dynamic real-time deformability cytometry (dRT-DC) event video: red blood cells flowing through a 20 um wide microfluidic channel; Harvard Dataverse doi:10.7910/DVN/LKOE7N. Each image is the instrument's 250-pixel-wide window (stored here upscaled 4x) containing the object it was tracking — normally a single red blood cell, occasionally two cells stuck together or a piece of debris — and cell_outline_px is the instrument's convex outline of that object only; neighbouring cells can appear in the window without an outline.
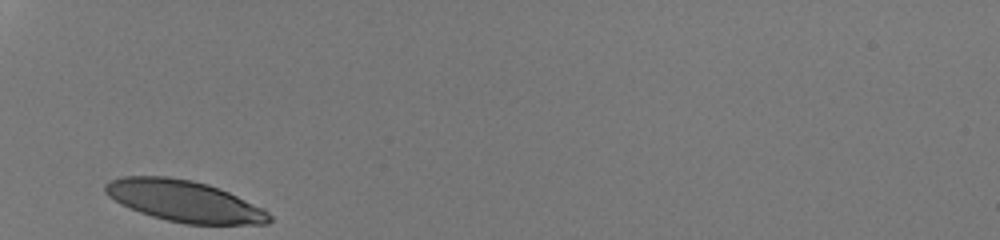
{"species": "human", "species_latin": "Homo sapiens", "temperature_condition": "room temperature", "stored_images_in_passage": 26, "camera_frame_rate_fps": 3000, "um_per_image_px": 0.085, "donor": {"sex": "male"}, "frame": {"image": 1, "passage_image": 1, "time_ms": 0.0, "image_size_px": [1000, 240], "cell_outline_px": [[272, 220], [268, 224], [184, 224], [152, 216], [140, 212], [120, 204], [108, 196], [104, 192], [104, 184], [108, 180], [124, 176], [168, 176], [192, 180], [208, 184], [220, 188], [264, 208], [272, 216]], "centroid_in_image_um": [15.66, 17.08], "position_along_channel_um": 69.3, "area_um2": 39.77}}
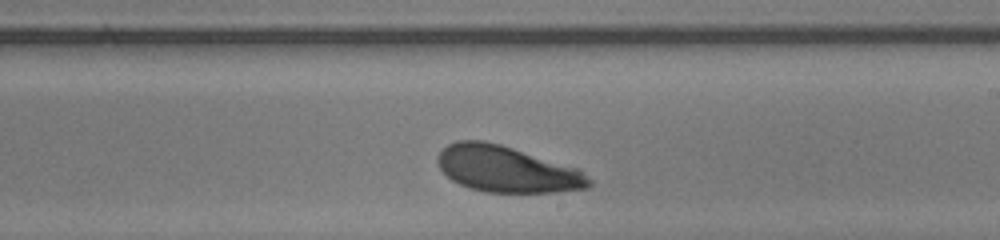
{"frame": {"image": 2, "passage_image": 15, "time_ms": 4.667, "image_size_px": [1000, 240], "cell_outline_px": [[592, 184], [588, 188], [556, 192], [484, 192], [468, 188], [452, 180], [440, 168], [436, 160], [436, 156], [448, 144], [456, 140], [484, 140], [500, 144], [580, 168], [592, 180]], "centroid_in_image_um": [43.1, 14.38], "position_along_channel_um": 245.9, "area_um2": 41.04}}
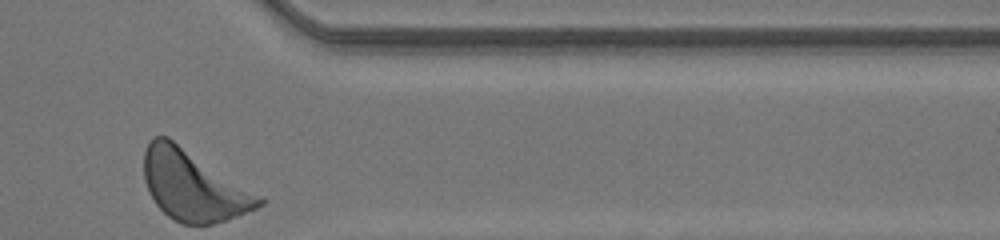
{"frame": {"image": 3, "passage_image": 26, "time_ms": 8.333, "image_size_px": [1000, 240], "cell_outline_px": [[268, 200], [264, 204], [256, 208], [236, 216], [212, 224], [184, 224], [168, 216], [156, 204], [148, 192], [144, 180], [144, 152], [148, 140], [156, 136], [168, 136], [264, 196]], "centroid_in_image_um": [16.46, 15.75], "position_along_channel_um": 394.9, "area_um2": 47.45}, "authors_computed_cell_mechanics": {"area_um2": 41.327, "velocity_mm_per_s": 4.1363, "shape_relaxation_time_tau1_ms": 1.755, "shape_relaxation_time_tau2_ms": null, "deformation_change_tau1": 0.1386, "deformation_change_tau2": null}}